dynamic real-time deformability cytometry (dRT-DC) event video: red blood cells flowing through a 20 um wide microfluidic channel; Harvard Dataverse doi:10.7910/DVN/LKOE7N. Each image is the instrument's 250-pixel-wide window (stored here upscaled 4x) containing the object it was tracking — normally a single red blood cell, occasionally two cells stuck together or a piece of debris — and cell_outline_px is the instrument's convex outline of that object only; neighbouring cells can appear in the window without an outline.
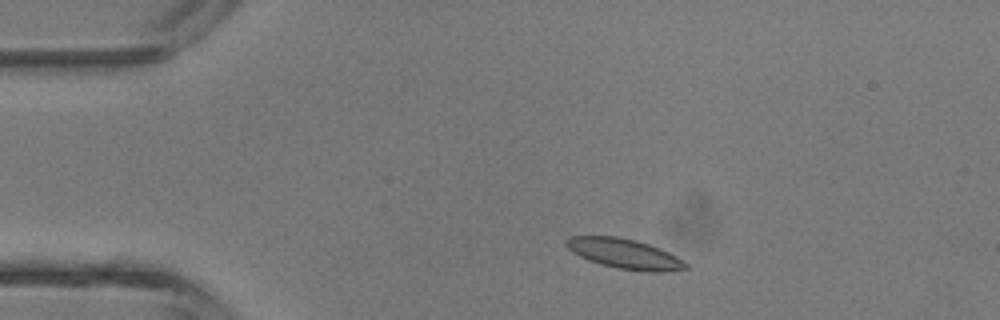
{"species": "common noctule bat (a hibernating species)", "species_latin": "Nyctalus noctula", "temperature_condition": "room temperature", "stored_images_in_passage": 2, "camera_frame_rate_fps": 3000, "um_per_image_px": 0.085, "animal": {"sex": "male", "body_mass_g": 13.3}, "frame": {"image": 1, "passage_image": 1, "time_ms": 0.0, "image_size_px": [1000, 320], "cell_outline_px": [[688, 268], [668, 272], [644, 272], [616, 268], [588, 260], [572, 252], [564, 244], [564, 240], [568, 236], [616, 236], [636, 240], [660, 248], [676, 256], [688, 264]], "centroid_in_image_um": [53.08, 21.57], "position_along_channel_um": 31.9, "area_um2": 21.04}}